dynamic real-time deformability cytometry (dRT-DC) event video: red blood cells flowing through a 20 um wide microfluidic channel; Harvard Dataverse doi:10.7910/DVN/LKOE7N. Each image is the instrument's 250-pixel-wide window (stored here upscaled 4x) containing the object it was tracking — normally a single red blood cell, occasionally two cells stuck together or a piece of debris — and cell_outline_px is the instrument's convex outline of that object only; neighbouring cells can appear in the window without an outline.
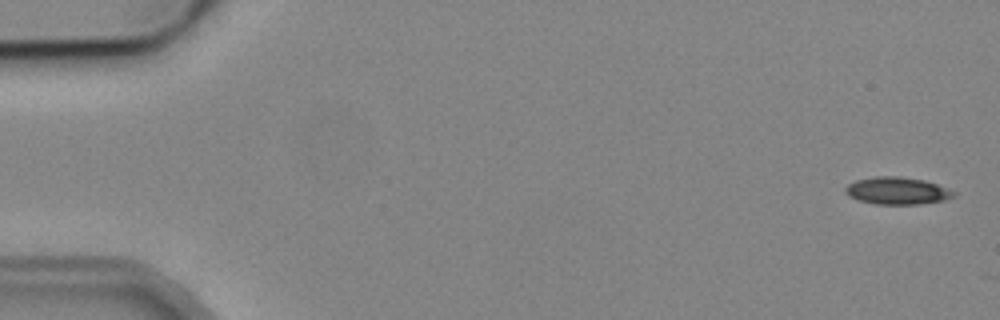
{"species": "common noctule bat (a hibernating species)", "species_latin": "Nyctalus noctula", "temperature_condition": "cold", "stored_images_in_passage": 5, "camera_frame_rate_fps": 3000, "um_per_image_px": 0.085, "animal": {"sex": "male", "body_mass_g": 19.2, "forearm_length_mm": 51.8}, "frame": {"image": 1, "passage_image": 1, "time_ms": 0.0, "image_size_px": [1000, 320], "cell_outline_px": [[956, 196], [944, 200], [920, 204], [876, 204], [860, 200], [848, 196], [844, 192], [844, 188], [848, 184], [856, 180], [876, 176], [900, 176], [924, 180], [936, 184], [956, 192]], "centroid_in_image_um": [76.25, 16.21], "position_along_channel_um": 8.8, "area_um2": 17.22}}